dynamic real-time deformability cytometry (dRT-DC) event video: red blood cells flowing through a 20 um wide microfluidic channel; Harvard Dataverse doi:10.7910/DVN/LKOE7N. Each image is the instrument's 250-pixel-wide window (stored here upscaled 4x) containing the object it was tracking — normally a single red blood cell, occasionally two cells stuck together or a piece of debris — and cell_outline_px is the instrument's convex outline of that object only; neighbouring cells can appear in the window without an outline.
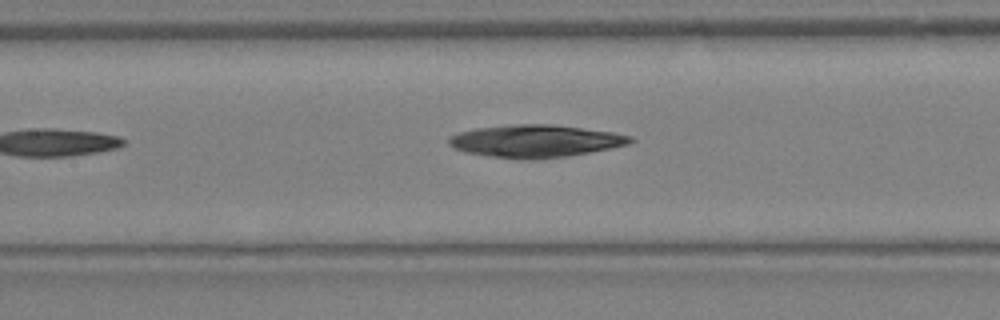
{"species": "Egyptian fruit bat (a non-hibernating species)", "species_latin": "Rousettus aegyptiacus", "temperature_condition": "warm", "stored_images_in_passage": 8, "camera_frame_rate_fps": 3000, "um_per_image_px": 0.085, "animal": {"sex": "female"}, "frame": {"image": 1, "passage_image": 8, "time_ms": 2.333, "image_size_px": [1000, 320], "cell_outline_px": [[636, 140], [628, 144], [568, 156], [532, 160], [524, 160], [492, 156], [464, 152], [448, 144], [448, 140], [452, 136], [460, 132], [476, 128], [512, 124], [552, 124], [612, 132], [632, 136]], "centroid_in_image_um": [45.51, 11.99], "position_along_channel_um": 161.9, "area_um2": 34.16}}